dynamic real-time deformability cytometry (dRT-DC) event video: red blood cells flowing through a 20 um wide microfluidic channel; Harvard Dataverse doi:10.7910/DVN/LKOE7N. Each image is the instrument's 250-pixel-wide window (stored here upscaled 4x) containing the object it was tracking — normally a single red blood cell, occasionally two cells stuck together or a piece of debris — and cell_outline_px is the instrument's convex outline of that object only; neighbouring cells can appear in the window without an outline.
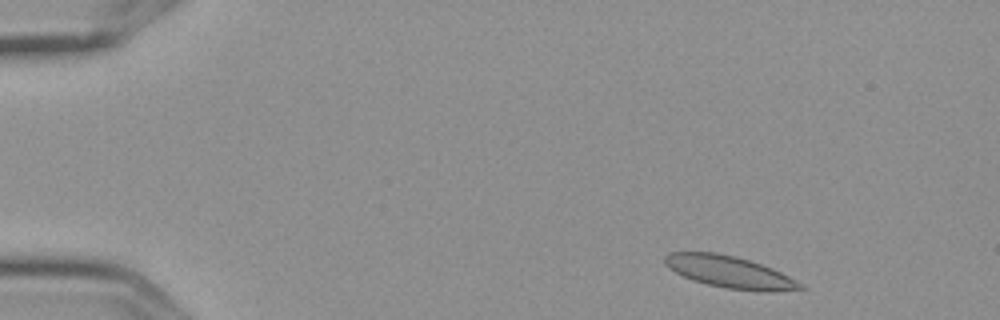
{"species": "Egyptian fruit bat (a non-hibernating species)", "species_latin": "Rousettus aegyptiacus", "temperature_condition": "cold", "stored_images_in_passage": 4, "camera_frame_rate_fps": 3000, "um_per_image_px": 0.085, "frame": {"image": 1, "passage_image": 1, "time_ms": 0.0, "image_size_px": [1000, 320], "cell_outline_px": [[808, 288], [772, 292], [764, 292], [728, 288], [708, 284], [692, 280], [668, 268], [664, 264], [664, 256], [668, 252], [716, 252], [736, 256], [772, 268], [804, 284]], "centroid_in_image_um": [62.02, 23.12], "position_along_channel_um": 23.0, "area_um2": 25.2}}
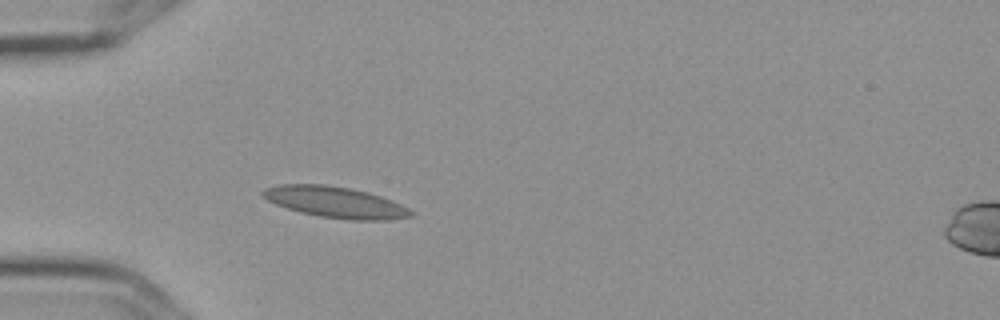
{"frame": {"image": 2, "passage_image": 4, "time_ms": 1.0, "image_size_px": [1000, 320], "cell_outline_px": [[416, 212], [412, 216], [388, 220], [348, 220], [320, 216], [300, 212], [276, 204], [268, 200], [260, 192], [264, 188], [280, 184], [324, 184], [352, 188], [368, 192], [392, 200]], "centroid_in_image_um": [28.53, 17.18], "position_along_channel_um": 56.5, "area_um2": 26.88}}